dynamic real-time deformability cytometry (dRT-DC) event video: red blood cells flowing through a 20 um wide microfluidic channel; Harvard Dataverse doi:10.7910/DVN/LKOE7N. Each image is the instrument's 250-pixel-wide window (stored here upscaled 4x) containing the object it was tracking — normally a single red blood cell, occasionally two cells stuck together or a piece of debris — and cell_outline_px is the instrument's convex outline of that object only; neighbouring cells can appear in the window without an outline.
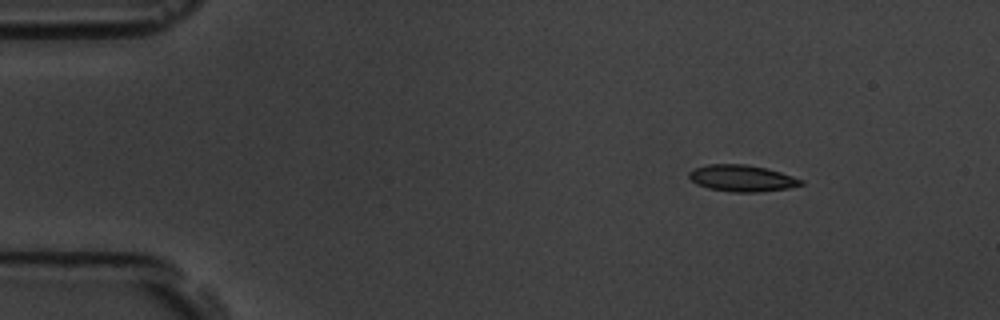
{"species": "common noctule bat (a hibernating species)", "species_latin": "Nyctalus noctula", "temperature_condition": "room temperature", "stored_images_in_passage": 3, "camera_frame_rate_fps": 3000, "um_per_image_px": 0.085, "animal": {"sex": "male", "body_mass_g": 19.5, "forearm_length_mm": 54.6}, "frame": {"image": 1, "passage_image": 1, "time_ms": 0.0, "image_size_px": [1000, 320], "cell_outline_px": [[804, 184], [788, 188], [756, 192], [732, 192], [708, 188], [696, 184], [688, 176], [688, 172], [696, 168], [708, 164], [744, 164], [764, 168], [780, 172], [804, 180]], "centroid_in_image_um": [63.05, 15.15], "position_along_channel_um": 21.9, "area_um2": 17.17}}
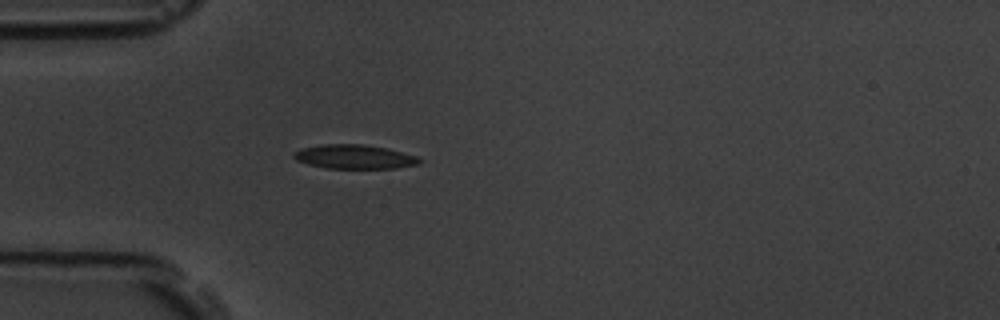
{"frame": {"image": 2, "passage_image": 3, "time_ms": 3.0, "image_size_px": [1000, 320], "cell_outline_px": [[424, 160], [420, 164], [396, 168], [328, 168], [308, 164], [296, 160], [292, 156], [292, 152], [300, 148], [324, 144], [360, 144], [388, 148], [416, 156]], "centroid_in_image_um": [30.12, 13.32], "position_along_channel_um": 54.9, "area_um2": 17.74}}